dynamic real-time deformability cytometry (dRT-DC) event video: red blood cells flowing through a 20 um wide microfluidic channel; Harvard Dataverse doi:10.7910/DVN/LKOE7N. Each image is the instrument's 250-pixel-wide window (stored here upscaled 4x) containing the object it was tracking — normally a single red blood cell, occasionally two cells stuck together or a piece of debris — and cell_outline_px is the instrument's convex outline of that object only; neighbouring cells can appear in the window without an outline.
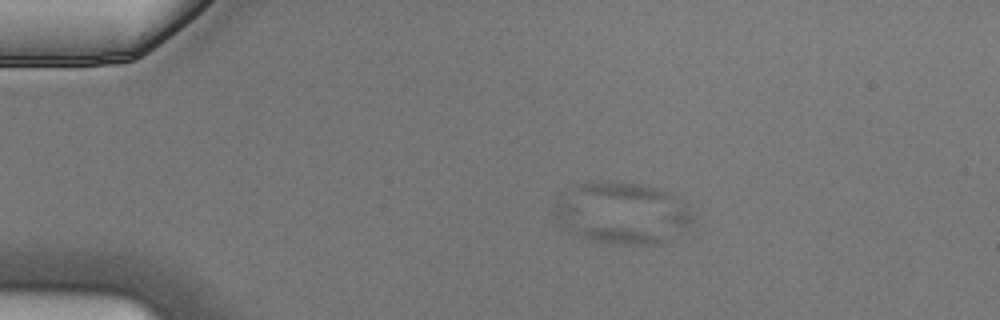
{"species": "Egyptian fruit bat (a non-hibernating species)", "species_latin": "Rousettus aegyptiacus", "temperature_condition": "cold", "stored_images_in_passage": 10, "camera_frame_rate_fps": 3000, "um_per_image_px": 0.085, "animal": {"sex": "male"}, "frame": {"image": 1, "passage_image": 4, "time_ms": 1.0, "image_size_px": [1000, 320], "cell_outline_px": [[668, 240], [660, 244], [604, 244], [580, 236], [556, 216], [556, 204], [568, 204], [668, 236]], "centroid_in_image_um": [51.48, 19.35], "position_along_channel_um": 33.5, "area_um2": 16.88}}